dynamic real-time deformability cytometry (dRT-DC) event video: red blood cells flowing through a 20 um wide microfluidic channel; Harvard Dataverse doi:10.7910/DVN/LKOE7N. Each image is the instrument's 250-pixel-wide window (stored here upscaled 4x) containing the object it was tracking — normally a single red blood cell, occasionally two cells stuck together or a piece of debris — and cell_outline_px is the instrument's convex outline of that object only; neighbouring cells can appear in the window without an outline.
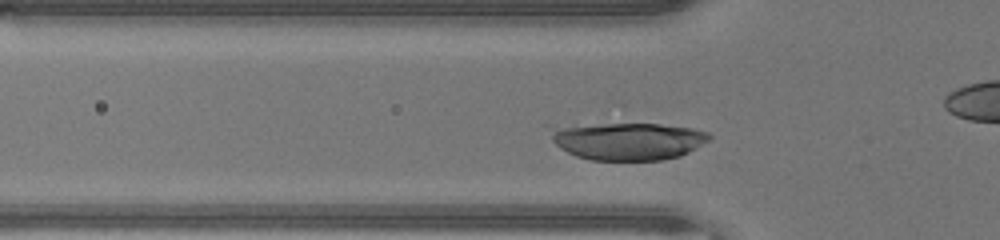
{"species": "human", "species_latin": "Homo sapiens", "temperature_condition": "warm", "stored_images_in_passage": 33, "camera_frame_rate_fps": 3000, "um_per_image_px": 0.085, "donor": {"sex": "male"}, "frame": {"image": 1, "passage_image": 10, "time_ms": 3.0, "image_size_px": [1000, 240], "cell_outline_px": [[712, 136], [708, 140], [688, 152], [680, 156], [660, 160], [592, 160], [576, 156], [560, 148], [552, 140], [548, 124], [620, 120], [660, 124], [692, 128], [708, 132]], "centroid_in_image_um": [53.2, 11.9], "position_along_channel_um": 72.6, "area_um2": 36.65}}
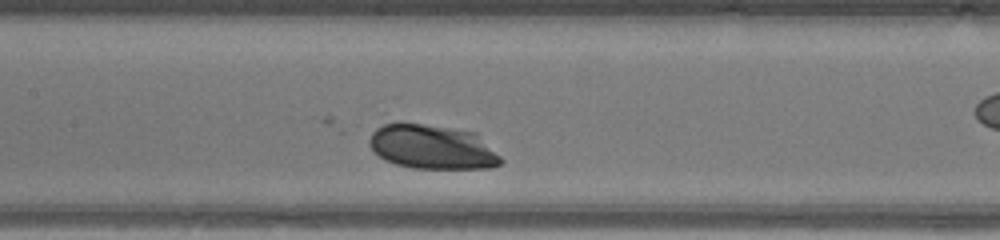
{"frame": {"image": 2, "passage_image": 17, "time_ms": 5.333, "image_size_px": [1000, 240], "cell_outline_px": [[504, 160], [500, 164], [492, 168], [412, 168], [396, 164], [384, 160], [368, 144], [368, 140], [372, 132], [376, 128], [384, 124], [396, 120], [400, 120], [476, 132]], "centroid_in_image_um": [36.71, 12.46], "position_along_channel_um": 170.7, "area_um2": 34.45}}
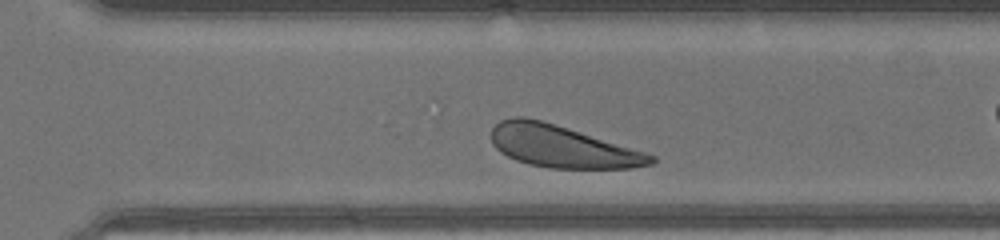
{"frame": {"image": 3, "passage_image": 28, "time_ms": 9.0, "image_size_px": [1000, 240], "cell_outline_px": [[656, 160], [652, 164], [632, 168], [548, 168], [528, 164], [516, 160], [500, 152], [492, 144], [492, 128], [500, 120], [512, 116], [524, 116], [540, 120], [644, 152], [656, 156]], "centroid_in_image_um": [47.72, 12.46], "position_along_channel_um": 322.9, "area_um2": 38.61}}